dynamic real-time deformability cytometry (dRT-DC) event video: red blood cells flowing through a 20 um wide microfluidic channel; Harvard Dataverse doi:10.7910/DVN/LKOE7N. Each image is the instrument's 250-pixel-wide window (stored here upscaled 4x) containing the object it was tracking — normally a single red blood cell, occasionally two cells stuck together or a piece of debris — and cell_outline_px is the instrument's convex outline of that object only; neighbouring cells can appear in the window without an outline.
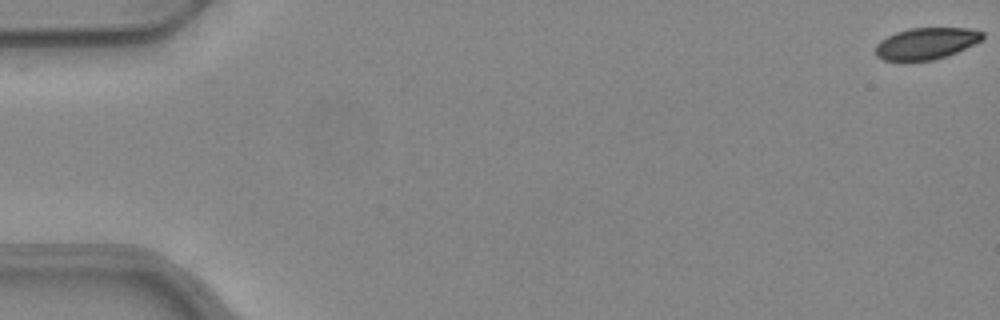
{"species": "common noctule bat (a hibernating species)", "species_latin": "Nyctalus noctula", "temperature_condition": "warm", "stored_images_in_passage": 50, "camera_frame_rate_fps": 3000, "um_per_image_px": 0.085, "animal": {"sex": "female", "body_mass_g": 24.6, "forearm_length_mm": 56.2}, "frame": {"image": 1, "passage_image": 1, "time_ms": 0.0, "image_size_px": [1000, 320], "cell_outline_px": [[984, 36], [980, 40], [948, 56], [932, 60], [904, 64], [884, 60], [876, 56], [876, 44], [880, 40], [896, 32], [908, 28], [968, 28], [984, 32]], "centroid_in_image_um": [78.65, 3.74], "position_along_channel_um": 6.4, "area_um2": 20.17}}
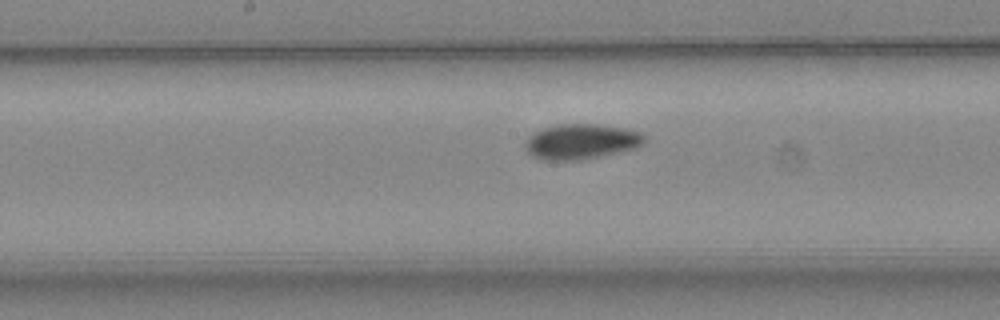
{"frame": {"image": 2, "passage_image": 28, "time_ms": 9.0, "image_size_px": [1000, 320], "cell_outline_px": [[644, 140], [636, 148], [580, 160], [540, 160], [532, 156], [524, 148], [524, 144], [528, 136], [544, 128], [560, 124], [596, 124], [624, 128], [640, 132], [644, 136]], "centroid_in_image_um": [49.35, 12.04], "position_along_channel_um": 198.9, "area_um2": 24.28}}
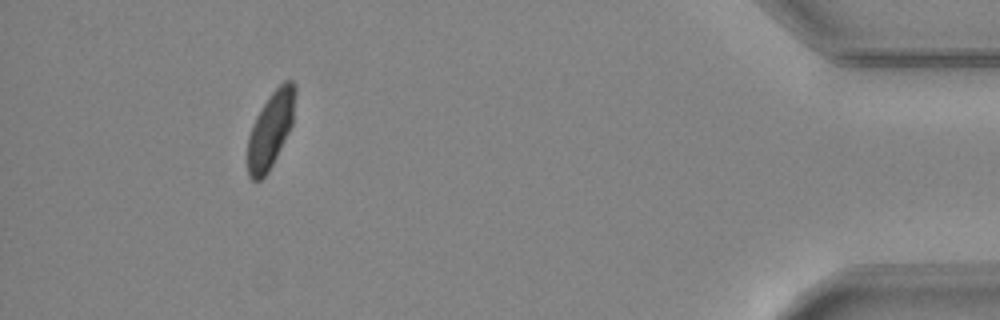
{"frame": {"image": 3, "passage_image": 49, "time_ms": 16.0, "image_size_px": [1000, 320], "cell_outline_px": [[296, 92], [292, 124], [268, 172], [260, 180], [252, 180], [248, 176], [248, 136], [252, 124], [256, 116], [268, 96], [284, 80], [292, 80], [296, 84]], "centroid_in_image_um": [23.0, 10.98], "position_along_channel_um": 412.2, "area_um2": 20.92}, "authors_computed_cell_mechanics": {"area_um2": 22.7154, "velocity_mm_per_s": 3.9489, "shape_relaxation_time_tau1_ms": 3.3644, "shape_relaxation_time_tau2_ms": 4.8159, "deformation_change_tau1": 0.1009, "deformation_change_tau2": 0.0683}}